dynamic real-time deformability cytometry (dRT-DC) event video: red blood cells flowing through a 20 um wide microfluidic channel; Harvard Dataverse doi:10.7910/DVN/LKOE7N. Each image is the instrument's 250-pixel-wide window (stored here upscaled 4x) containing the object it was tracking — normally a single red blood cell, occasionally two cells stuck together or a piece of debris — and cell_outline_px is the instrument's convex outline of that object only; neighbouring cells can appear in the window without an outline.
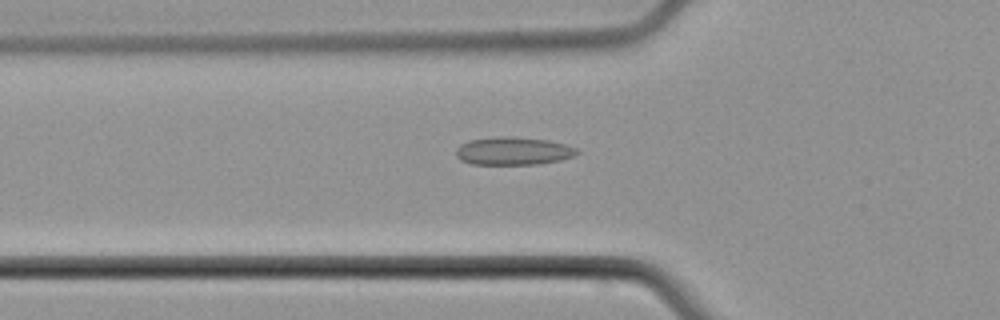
{"species": "common noctule bat (a hibernating species)", "species_latin": "Nyctalus noctula", "temperature_condition": "cold", "stored_images_in_passage": 49, "camera_frame_rate_fps": 3000, "um_per_image_px": 0.085, "animal": {"sex": "male", "body_mass_g": 21.5, "forearm_length_mm": 52.0}, "frame": {"image": 1, "passage_image": 17, "time_ms": 5.333, "image_size_px": [1000, 320], "cell_outline_px": [[580, 152], [572, 156], [560, 160], [536, 164], [472, 164], [460, 160], [456, 156], [456, 148], [460, 144], [468, 140], [496, 136], [512, 136], [548, 140], [564, 144], [576, 148]], "centroid_in_image_um": [43.58, 12.82], "position_along_channel_um": 82.2, "area_um2": 19.77}}
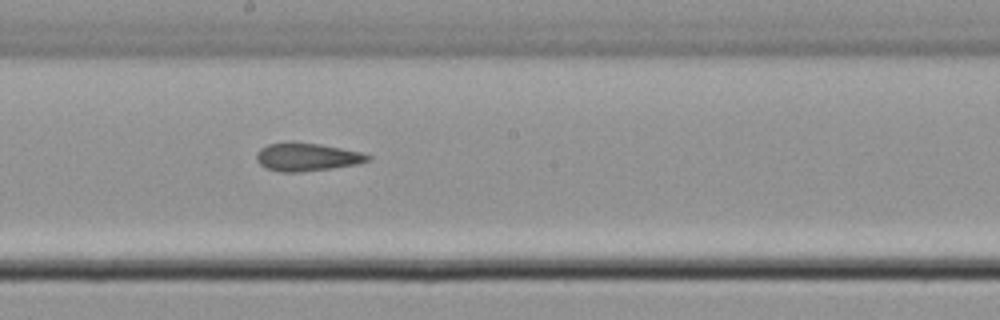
{"frame": {"image": 2, "passage_image": 27, "time_ms": 8.667, "image_size_px": [1000, 320], "cell_outline_px": [[372, 156], [368, 160], [356, 164], [332, 168], [300, 172], [280, 172], [268, 168], [260, 164], [256, 160], [256, 152], [260, 148], [268, 144], [292, 140], [320, 144], [360, 152]], "centroid_in_image_um": [26.03, 13.32], "position_along_channel_um": 222.2, "area_um2": 18.32}}
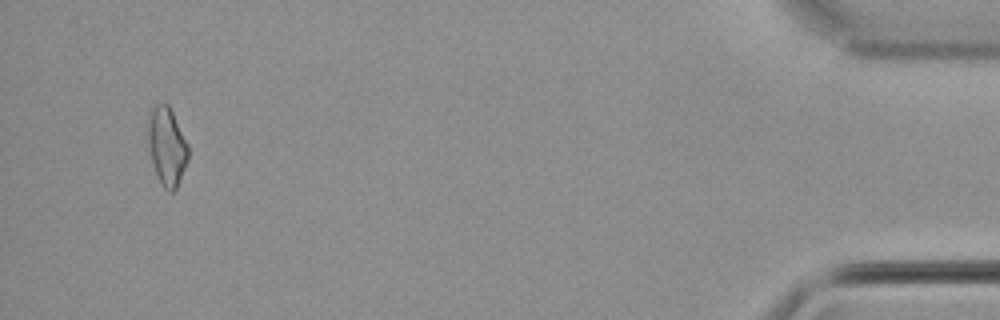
{"frame": {"image": 3, "passage_image": 47, "time_ms": 15.333, "image_size_px": [1000, 320], "cell_outline_px": [[188, 160], [176, 188], [172, 192], [168, 192], [164, 188], [156, 172], [152, 160], [148, 144], [148, 116], [152, 108], [156, 104], [168, 104], [188, 144]], "centroid_in_image_um": [14.18, 12.43], "position_along_channel_um": 421.0, "area_um2": 17.98}}